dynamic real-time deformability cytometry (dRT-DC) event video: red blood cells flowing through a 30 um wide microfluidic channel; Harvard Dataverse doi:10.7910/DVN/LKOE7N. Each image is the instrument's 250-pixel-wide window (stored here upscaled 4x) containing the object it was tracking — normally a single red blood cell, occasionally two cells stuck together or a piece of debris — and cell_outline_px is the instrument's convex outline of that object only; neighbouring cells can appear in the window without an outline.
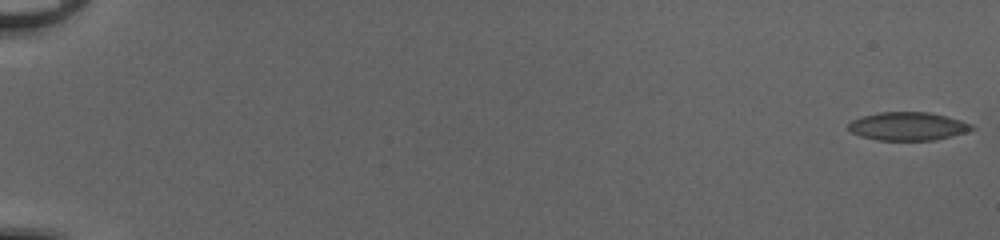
{"species": "common noctule bat (a hibernating species)", "species_latin": "Nyctalus noctula", "temperature_condition": "cold", "stored_images_in_passage": 27, "camera_frame_rate_fps": 3000, "um_per_image_px": 0.085, "animal": {"sex": "female", "body_mass_g": 20.0, "forearm_length_mm": 54.0}, "frame": {"image": 1, "passage_image": 1, "time_ms": 0.0, "image_size_px": [1000, 240], "cell_outline_px": [[976, 128], [968, 132], [936, 140], [876, 140], [860, 136], [852, 132], [848, 128], [848, 124], [852, 120], [864, 116], [880, 112], [928, 112], [948, 116], [972, 124]], "centroid_in_image_um": [77.21, 10.74], "position_along_channel_um": 7.8, "area_um2": 20.4}}
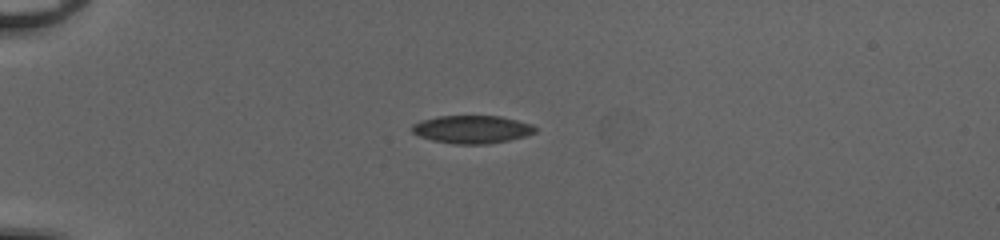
{"frame": {"image": 2, "passage_image": 16, "time_ms": 5.0, "image_size_px": [1000, 240], "cell_outline_px": [[536, 132], [524, 136], [508, 140], [488, 144], [456, 144], [432, 140], [420, 136], [412, 132], [412, 124], [420, 120], [436, 116], [500, 116], [532, 124], [536, 128]], "centroid_in_image_um": [40.1, 10.99], "position_along_channel_um": 44.9, "area_um2": 20.0}}
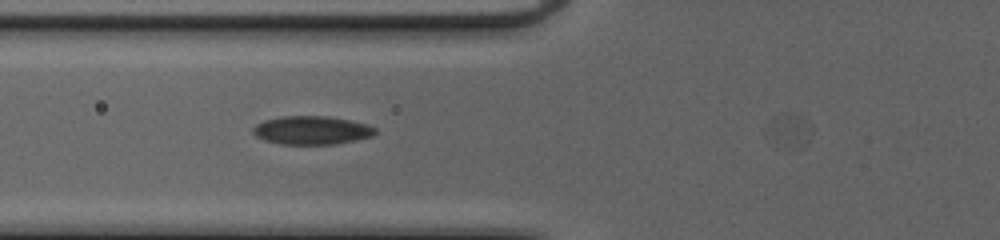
{"frame": {"image": 3, "passage_image": 23, "time_ms": 7.333, "image_size_px": [1000, 240], "cell_outline_px": [[376, 132], [372, 136], [356, 140], [336, 144], [280, 144], [264, 140], [256, 136], [252, 132], [252, 128], [256, 124], [264, 120], [280, 116], [328, 116], [368, 124], [376, 128]], "centroid_in_image_um": [26.48, 11.07], "position_along_channel_um": 99.3, "area_um2": 20.35}}